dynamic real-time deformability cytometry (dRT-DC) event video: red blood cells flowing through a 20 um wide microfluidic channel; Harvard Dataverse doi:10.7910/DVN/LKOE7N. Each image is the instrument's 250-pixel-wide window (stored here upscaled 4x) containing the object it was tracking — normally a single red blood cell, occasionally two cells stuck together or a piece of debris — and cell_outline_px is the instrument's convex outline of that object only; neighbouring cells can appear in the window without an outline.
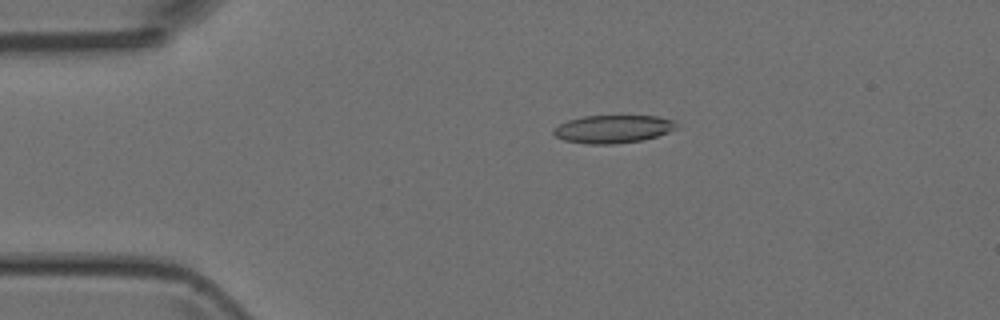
{"species": "Egyptian fruit bat (a non-hibernating species)", "species_latin": "Rousettus aegyptiacus", "temperature_condition": "room temperature", "stored_images_in_passage": 3, "camera_frame_rate_fps": 3000, "um_per_image_px": 0.085, "animal": {"sex": "female"}, "frame": {"image": 1, "passage_image": 2, "time_ms": 1.0, "image_size_px": [1000, 320], "cell_outline_px": [[676, 128], [668, 132], [644, 140], [612, 144], [588, 144], [564, 140], [556, 136], [552, 132], [552, 128], [568, 120], [584, 116], [656, 116], [672, 120], [676, 124]], "centroid_in_image_um": [52.07, 10.97], "position_along_channel_um": 32.9, "area_um2": 19.88}}